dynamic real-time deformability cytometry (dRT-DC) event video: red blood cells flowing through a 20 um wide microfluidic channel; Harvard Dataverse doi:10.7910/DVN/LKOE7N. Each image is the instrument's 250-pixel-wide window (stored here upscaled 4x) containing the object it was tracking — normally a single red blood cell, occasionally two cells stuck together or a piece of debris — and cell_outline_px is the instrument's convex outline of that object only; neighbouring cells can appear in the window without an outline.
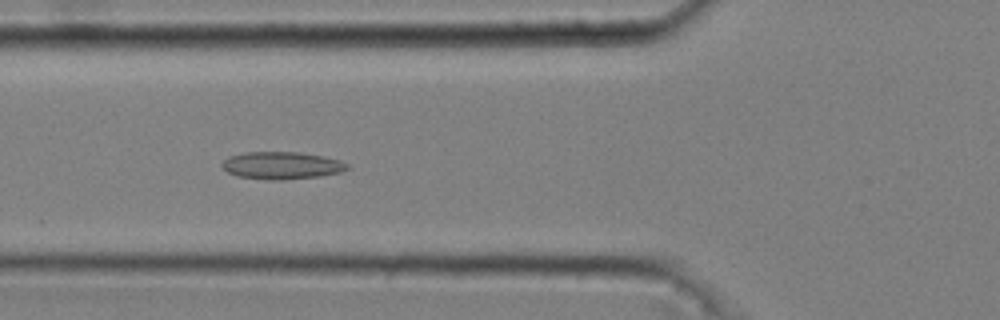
{"species": "common noctule bat (a hibernating species)", "species_latin": "Nyctalus noctula", "temperature_condition": "cold", "stored_images_in_passage": 47, "camera_frame_rate_fps": 3000, "um_per_image_px": 0.085, "animal": {"sex": "male", "body_mass_g": 20.4}, "frame": {"image": 1, "passage_image": 15, "time_ms": 4.667, "image_size_px": [1000, 320], "cell_outline_px": [[352, 168], [340, 172], [320, 176], [280, 180], [268, 180], [236, 176], [228, 172], [220, 164], [228, 156], [244, 152], [300, 152], [324, 156], [340, 160], [348, 164]], "centroid_in_image_um": [23.95, 14.06], "position_along_channel_um": 101.8, "area_um2": 20.17}}
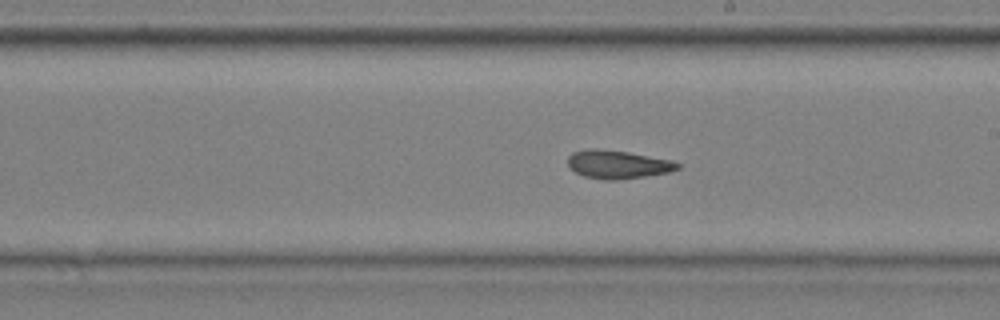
{"frame": {"image": 2, "passage_image": 26, "time_ms": 8.333, "image_size_px": [1000, 320], "cell_outline_px": [[680, 168], [668, 172], [644, 176], [616, 180], [604, 180], [584, 176], [568, 168], [568, 156], [572, 152], [588, 148], [596, 148], [628, 152], [672, 160], [680, 164]], "centroid_in_image_um": [52.47, 13.97], "position_along_channel_um": 236.5, "area_um2": 18.15}}
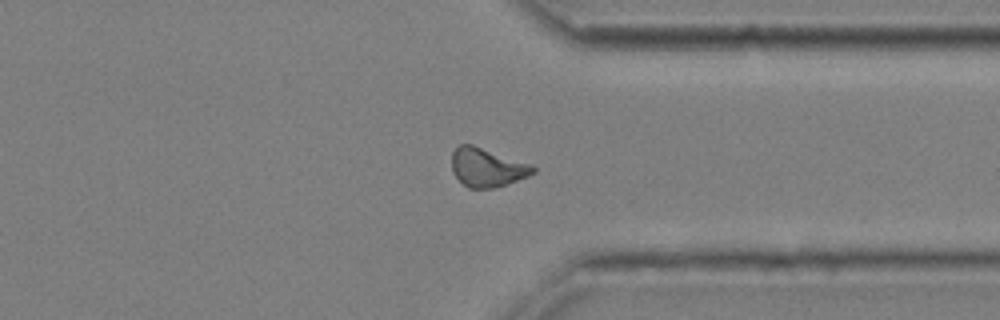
{"frame": {"image": 3, "passage_image": 37, "time_ms": 12.0, "image_size_px": [1000, 320], "cell_outline_px": [[536, 172], [528, 176], [492, 188], [468, 188], [452, 172], [452, 152], [460, 144], [472, 144], [532, 164], [536, 168]], "centroid_in_image_um": [41.4, 14.21], "position_along_channel_um": 370.0, "area_um2": 18.21}, "authors_computed_cell_mechanics": {"area_um2": 18.1492, "velocity_mm_per_s": 3.6722, "shape_relaxation_time_tau1_ms": null, "shape_relaxation_time_tau2_ms": 7.4732, "deformation_change_tau1": null, "deformation_change_tau2": 0.1395}}